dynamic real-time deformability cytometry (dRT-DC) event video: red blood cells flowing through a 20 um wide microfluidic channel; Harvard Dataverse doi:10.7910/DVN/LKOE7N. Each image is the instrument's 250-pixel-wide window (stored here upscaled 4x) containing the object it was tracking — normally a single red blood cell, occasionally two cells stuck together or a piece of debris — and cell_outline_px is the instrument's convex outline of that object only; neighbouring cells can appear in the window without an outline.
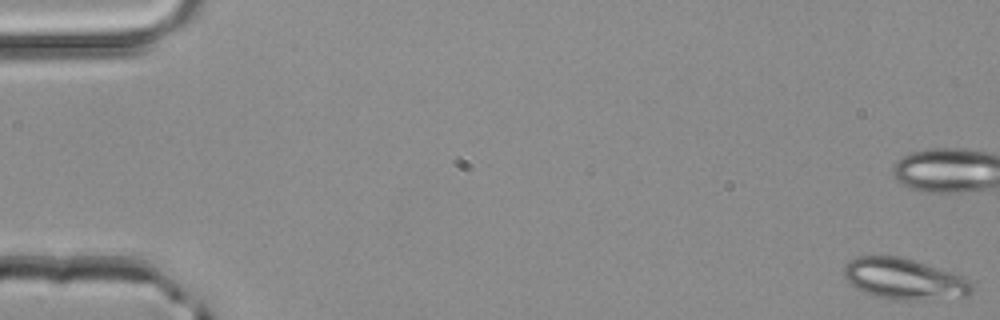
{"species": "common noctule bat (a hibernating species)", "species_latin": "Nyctalus noctula", "temperature_condition": "room temperature", "stored_images_in_passage": 51, "camera_frame_rate_fps": 3000, "um_per_image_px": 0.085, "animal": {"sex": "male", "body_mass_g": 20.4}, "frame": {"image": 1, "passage_image": 1, "time_ms": 0.0, "image_size_px": [1000, 320], "cell_outline_px": [[972, 292], [968, 296], [920, 300], [888, 300], [856, 288], [844, 276], [844, 264], [856, 256], [900, 256], [964, 276], [972, 284]], "centroid_in_image_um": [76.86, 23.71], "position_along_channel_um": 8.1, "area_um2": 30.52}}